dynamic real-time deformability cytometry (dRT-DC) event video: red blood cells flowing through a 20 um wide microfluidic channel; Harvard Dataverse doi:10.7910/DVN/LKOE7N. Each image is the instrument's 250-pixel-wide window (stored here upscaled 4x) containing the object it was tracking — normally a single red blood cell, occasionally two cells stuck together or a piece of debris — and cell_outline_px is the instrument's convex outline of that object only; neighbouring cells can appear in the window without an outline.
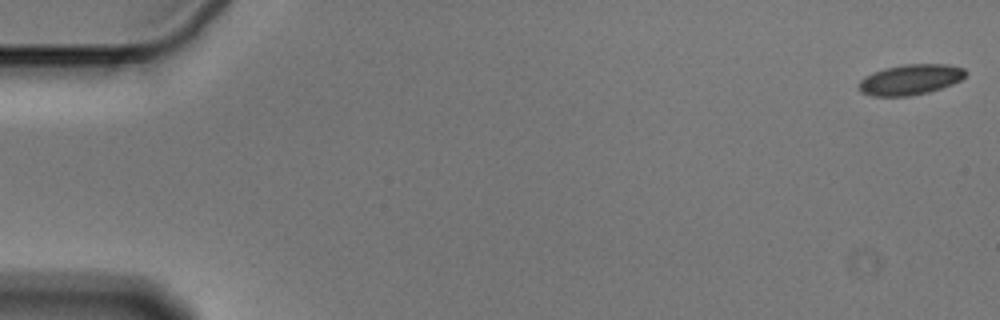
{"species": "Egyptian fruit bat (a non-hibernating species)", "species_latin": "Rousettus aegyptiacus", "temperature_condition": "cold", "stored_images_in_passage": 56, "camera_frame_rate_fps": 3000, "um_per_image_px": 0.085, "animal": {"sex": "male"}, "frame": {"image": 1, "passage_image": 1, "time_ms": 0.0, "image_size_px": [1000, 320], "cell_outline_px": [[964, 76], [960, 80], [952, 84], [928, 92], [908, 96], [872, 96], [860, 92], [856, 88], [856, 84], [864, 76], [872, 72], [884, 68], [904, 64], [948, 64], [964, 68]], "centroid_in_image_um": [77.29, 6.76], "position_along_channel_um": 7.7, "area_um2": 19.07}}
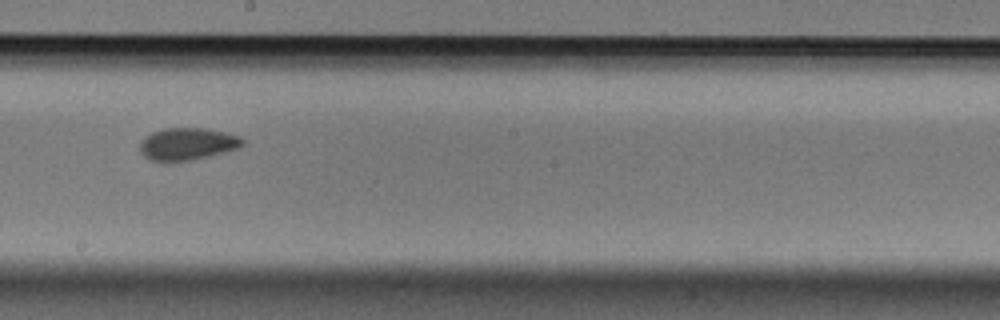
{"frame": {"image": 2, "passage_image": 32, "time_ms": 10.333, "image_size_px": [1000, 320], "cell_outline_px": [[244, 144], [236, 148], [224, 152], [192, 160], [168, 164], [148, 160], [140, 152], [140, 140], [144, 136], [152, 132], [164, 128], [208, 128], [228, 132], [240, 136], [244, 140]], "centroid_in_image_um": [15.88, 12.25], "position_along_channel_um": 232.3, "area_um2": 19.94}}
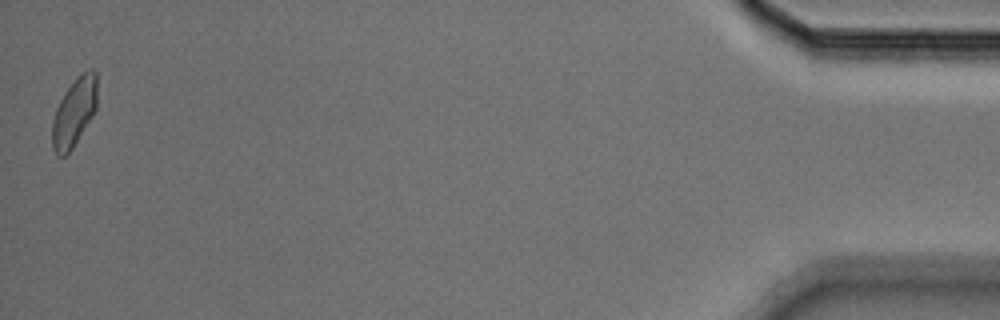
{"frame": {"image": 3, "passage_image": 56, "time_ms": 18.333, "image_size_px": [1000, 320], "cell_outline_px": [[96, 108], [92, 116], [72, 148], [64, 156], [56, 156], [52, 148], [52, 120], [56, 108], [64, 92], [88, 68], [92, 68], [96, 72]], "centroid_in_image_um": [6.28, 9.56], "position_along_channel_um": 428.9, "area_um2": 17.57}, "authors_computed_cell_mechanics": {"area_um2": 18.8717, "velocity_mm_per_s": 3.5813, "shape_relaxation_time_tau1_ms": 4.4318, "shape_relaxation_time_tau2_ms": 1.7618, "deformation_change_tau1": 0.0853, "deformation_change_tau2": 0.0541}}